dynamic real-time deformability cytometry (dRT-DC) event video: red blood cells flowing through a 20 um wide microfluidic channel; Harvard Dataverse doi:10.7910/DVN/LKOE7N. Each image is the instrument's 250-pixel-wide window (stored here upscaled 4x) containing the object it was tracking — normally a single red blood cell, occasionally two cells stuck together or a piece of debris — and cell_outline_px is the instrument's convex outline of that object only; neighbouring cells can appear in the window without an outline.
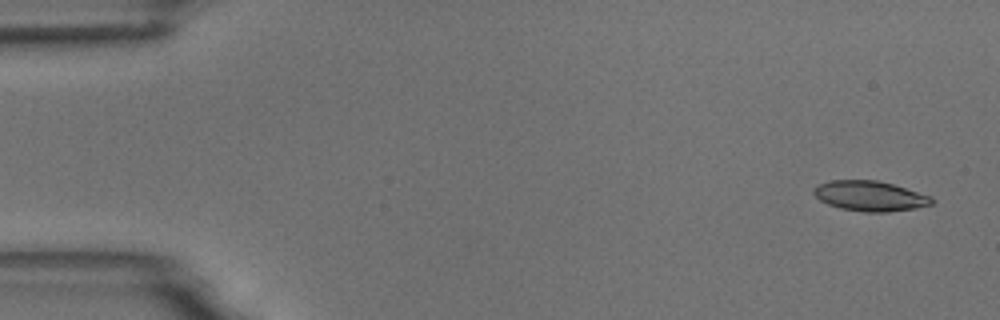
{"species": "common noctule bat (a hibernating species)", "species_latin": "Nyctalus noctula", "temperature_condition": "room temperature", "stored_images_in_passage": 6, "camera_frame_rate_fps": 3000, "um_per_image_px": 0.085, "animal": {"sex": "male", "body_mass_g": 18.8}, "frame": {"image": 1, "passage_image": 1, "time_ms": 0.0, "image_size_px": [1000, 320], "cell_outline_px": [[936, 200], [932, 204], [916, 208], [888, 212], [864, 212], [840, 208], [828, 204], [820, 200], [812, 192], [812, 188], [820, 184], [832, 180], [876, 180], [892, 184], [932, 196]], "centroid_in_image_um": [73.96, 16.66], "position_along_channel_um": 11.0, "area_um2": 20.75}}
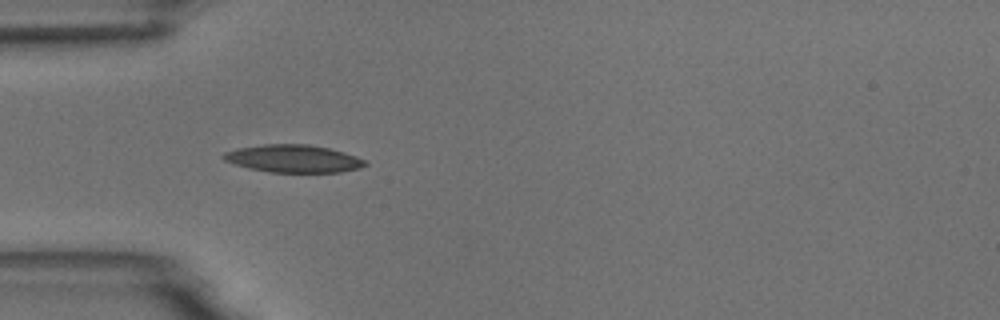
{"frame": {"image": 2, "passage_image": 5, "time_ms": 4.667, "image_size_px": [1000, 320], "cell_outline_px": [[368, 164], [360, 168], [340, 172], [268, 172], [248, 168], [224, 160], [220, 156], [224, 152], [240, 148], [264, 144], [308, 144], [328, 148], [344, 152], [356, 156], [364, 160]], "centroid_in_image_um": [24.93, 13.48], "position_along_channel_um": 60.1, "area_um2": 22.72}}
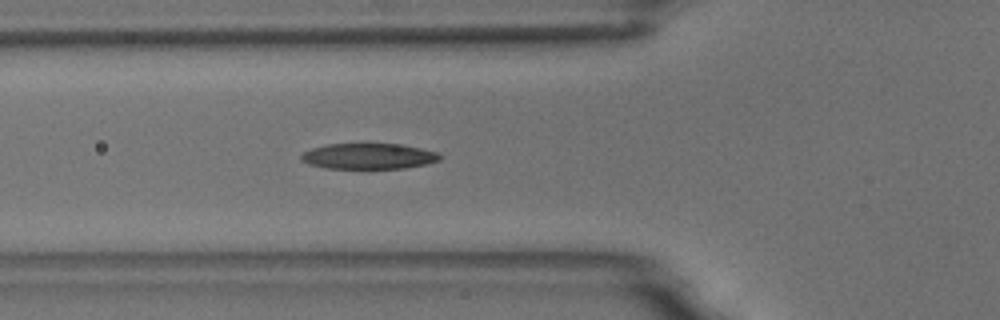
{"frame": {"image": 3, "passage_image": 6, "time_ms": 5.667, "image_size_px": [1000, 320], "cell_outline_px": [[444, 156], [440, 160], [428, 164], [404, 168], [324, 168], [308, 164], [300, 160], [300, 156], [304, 152], [312, 148], [328, 144], [404, 144], [436, 152]], "centroid_in_image_um": [31.35, 13.28], "position_along_channel_um": 94.4, "area_um2": 20.87}}